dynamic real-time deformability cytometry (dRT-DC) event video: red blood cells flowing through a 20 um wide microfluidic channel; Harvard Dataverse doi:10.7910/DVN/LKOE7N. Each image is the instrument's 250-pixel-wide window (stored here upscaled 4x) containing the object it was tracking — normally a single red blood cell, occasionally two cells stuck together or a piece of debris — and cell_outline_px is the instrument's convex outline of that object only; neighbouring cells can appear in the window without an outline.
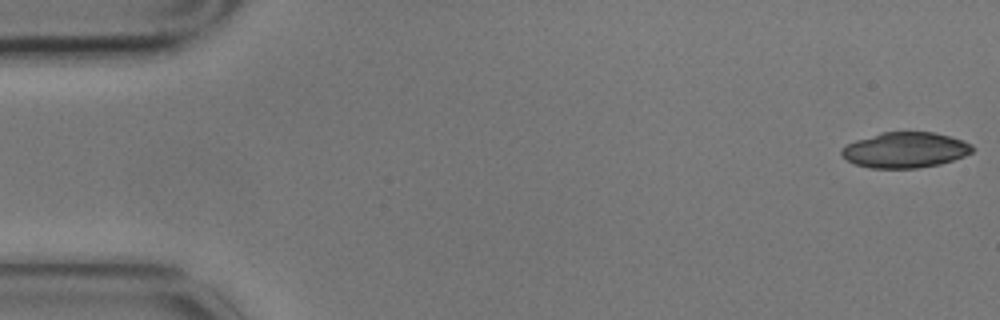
{"species": "common noctule bat (a hibernating species)", "species_latin": "Nyctalus noctula", "temperature_condition": "cold", "stored_images_in_passage": 4, "camera_frame_rate_fps": 3000, "um_per_image_px": 0.085, "animal": {"sex": "male", "body_mass_g": 17.9}, "frame": {"image": 1, "passage_image": 1, "time_ms": 0.0, "image_size_px": [1000, 320], "cell_outline_px": [[976, 148], [972, 152], [964, 156], [940, 164], [916, 168], [868, 168], [856, 164], [848, 160], [840, 152], [840, 148], [856, 140], [880, 132], [932, 132], [948, 136], [972, 144]], "centroid_in_image_um": [76.94, 12.75], "position_along_channel_um": 8.1, "area_um2": 26.99}}